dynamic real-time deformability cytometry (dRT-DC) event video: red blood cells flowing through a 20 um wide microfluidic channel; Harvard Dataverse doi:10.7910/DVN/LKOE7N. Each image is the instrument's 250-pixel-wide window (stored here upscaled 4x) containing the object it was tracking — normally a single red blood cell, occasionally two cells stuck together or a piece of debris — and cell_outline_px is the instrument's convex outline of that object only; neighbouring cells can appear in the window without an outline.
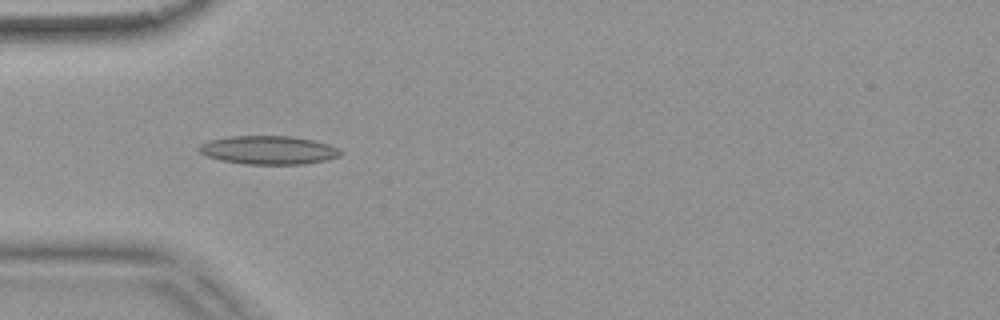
{"species": "common noctule bat (a hibernating species)", "species_latin": "Nyctalus noctula", "temperature_condition": "warm", "stored_images_in_passage": 15, "camera_frame_rate_fps": 3000, "um_per_image_px": 0.085, "animal": {"sex": "female", "body_mass_g": 18.4}, "frame": {"image": 1, "passage_image": 5, "time_ms": 1.333, "image_size_px": [1000, 320], "cell_outline_px": [[344, 152], [340, 156], [328, 160], [304, 164], [244, 164], [220, 160], [208, 156], [200, 152], [196, 148], [200, 144], [208, 140], [232, 136], [292, 136], [312, 140], [328, 144], [340, 148]], "centroid_in_image_um": [22.85, 12.76], "position_along_channel_um": 62.2, "area_um2": 23.7}}
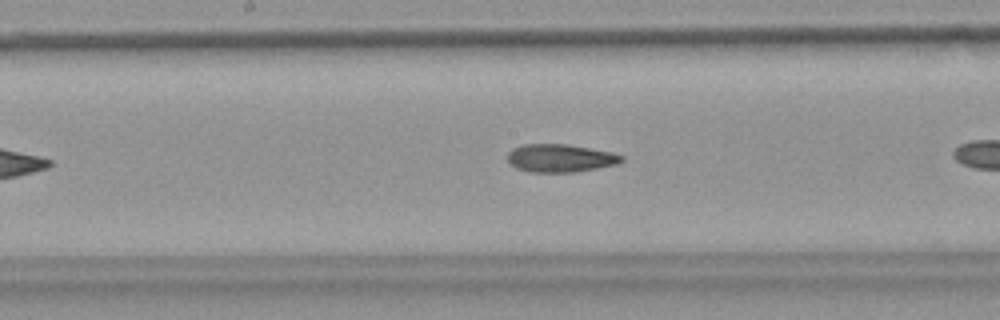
{"frame": {"image": 2, "passage_image": 13, "time_ms": 4.0, "image_size_px": [1000, 320], "cell_outline_px": [[624, 160], [616, 164], [576, 172], [528, 172], [516, 168], [508, 164], [508, 152], [512, 148], [524, 144], [568, 144], [612, 152], [624, 156]], "centroid_in_image_um": [47.59, 13.44], "position_along_channel_um": 200.6, "area_um2": 18.73}}